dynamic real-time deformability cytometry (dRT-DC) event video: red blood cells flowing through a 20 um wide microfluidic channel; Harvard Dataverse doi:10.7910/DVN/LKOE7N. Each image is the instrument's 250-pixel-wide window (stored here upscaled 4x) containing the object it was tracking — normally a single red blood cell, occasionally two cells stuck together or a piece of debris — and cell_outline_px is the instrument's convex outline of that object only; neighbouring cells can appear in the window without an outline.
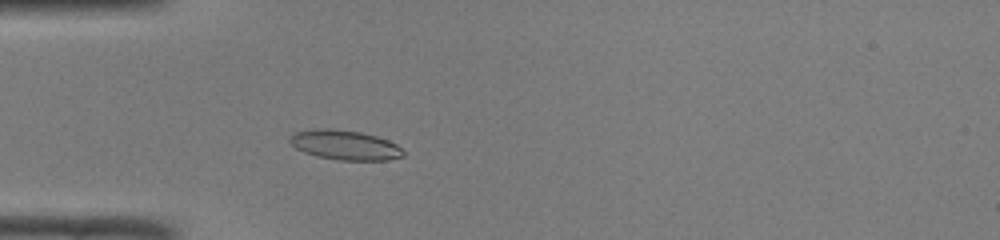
{"species": "common noctule bat (a hibernating species)", "species_latin": "Nyctalus noctula", "temperature_condition": "room temperature", "stored_images_in_passage": 45, "camera_frame_rate_fps": 3000, "um_per_image_px": 0.085, "animal": {"sex": "male", "body_mass_g": 19.0, "forearm_length_mm": 50.8}, "frame": {"image": 1, "passage_image": 10, "time_ms": 3.0, "image_size_px": [1000, 240], "cell_outline_px": [[404, 156], [388, 160], [340, 160], [316, 156], [304, 152], [296, 148], [288, 140], [288, 136], [296, 132], [316, 128], [332, 128], [360, 132], [376, 136], [388, 140], [396, 144], [404, 152]], "centroid_in_image_um": [29.3, 12.32], "position_along_channel_um": 55.7, "area_um2": 19.65}}
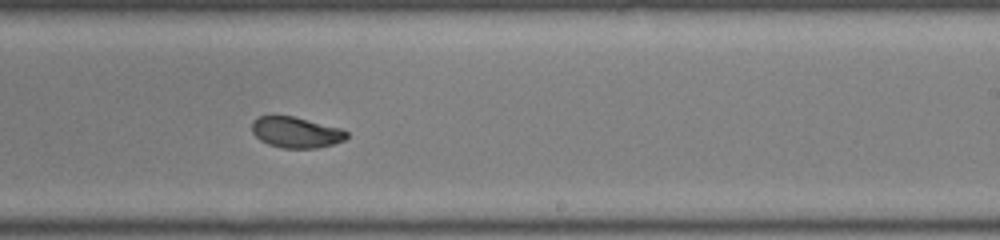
{"frame": {"image": 2, "passage_image": 26, "time_ms": 8.333, "image_size_px": [1000, 240], "cell_outline_px": [[348, 136], [344, 140], [332, 144], [316, 148], [284, 148], [268, 144], [260, 140], [252, 132], [252, 120], [256, 116], [292, 116], [344, 128], [348, 132]], "centroid_in_image_um": [25.17, 11.24], "position_along_channel_um": 263.8, "area_um2": 17.17}}
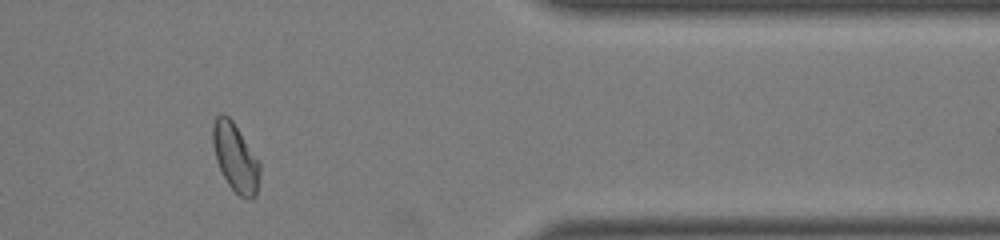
{"frame": {"image": 3, "passage_image": 37, "time_ms": 12.0, "image_size_px": [1000, 240], "cell_outline_px": [[260, 180], [256, 196], [252, 200], [248, 200], [240, 196], [228, 184], [216, 160], [212, 144], [212, 124], [216, 116], [220, 112], [224, 112], [232, 120], [260, 160]], "centroid_in_image_um": [20.03, 13.38], "position_along_channel_um": 391.4, "area_um2": 19.13}, "authors_computed_cell_mechanics": {"area_um2": 18.2648, "velocity_mm_per_s": 4.036, "shape_relaxation_time_tau1_ms": 5.0122, "shape_relaxation_time_tau2_ms": 1.2171, "deformation_change_tau1": 0.1295, "deformation_change_tau2": 0.054}}